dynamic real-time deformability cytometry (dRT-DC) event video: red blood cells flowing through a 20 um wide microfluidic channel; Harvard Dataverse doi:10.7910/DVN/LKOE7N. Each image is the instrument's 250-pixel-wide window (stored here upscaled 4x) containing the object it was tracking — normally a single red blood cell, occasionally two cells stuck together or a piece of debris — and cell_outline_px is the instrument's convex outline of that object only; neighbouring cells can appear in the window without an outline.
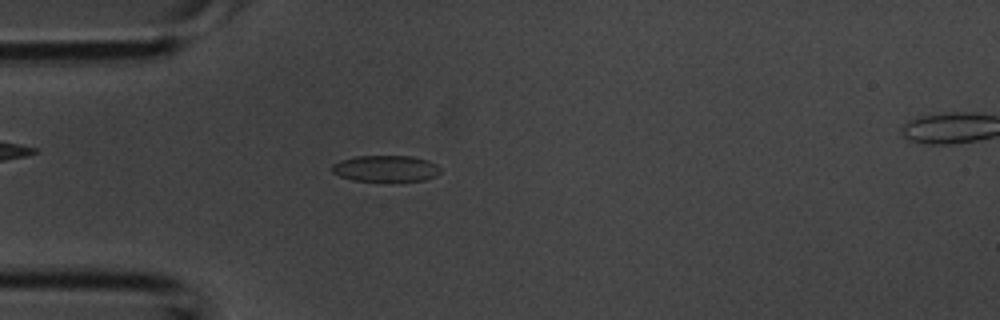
{"species": "common noctule bat (a hibernating species)", "species_latin": "Nyctalus noctula", "temperature_condition": "room temperature", "stored_images_in_passage": 3, "segment_of_instrument_passage": [1, 2], "camera_frame_rate_fps": 3000, "um_per_image_px": 0.085, "animal": {"sex": "male", "body_mass_g": 20.1, "forearm_length_mm": 53.5}, "frame": {"image": 1, "passage_image": 2, "time_ms": 0.333, "image_size_px": [1000, 320], "cell_outline_px": [[440, 172], [424, 180], [392, 184], [352, 180], [340, 176], [332, 172], [332, 164], [340, 160], [356, 156], [412, 156], [428, 160], [436, 164], [440, 168]], "centroid_in_image_um": [32.78, 14.37], "position_along_channel_um": 52.2, "area_um2": 17.34}}